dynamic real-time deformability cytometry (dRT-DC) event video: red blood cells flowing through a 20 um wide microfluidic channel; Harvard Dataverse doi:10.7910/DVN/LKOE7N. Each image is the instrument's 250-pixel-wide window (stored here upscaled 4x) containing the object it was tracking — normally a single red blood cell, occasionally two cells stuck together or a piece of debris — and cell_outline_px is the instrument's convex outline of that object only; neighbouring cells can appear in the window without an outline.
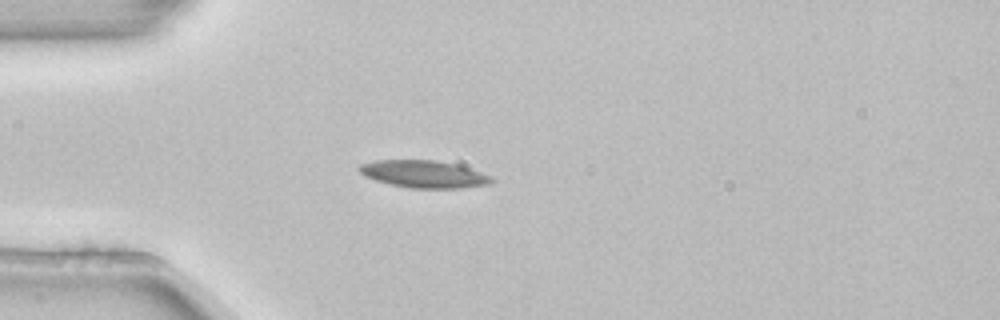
{"species": "common noctule bat (a hibernating species)", "species_latin": "Nyctalus noctula", "temperature_condition": "room temperature", "stored_images_in_passage": 1, "camera_frame_rate_fps": 3000, "um_per_image_px": 0.085, "animal": {"sex": "female", "body_mass_g": 22.7, "forearm_length_mm": 54.2}, "frame": {"image": 1, "passage_image": 1, "time_ms": 0.0, "image_size_px": [1000, 320], "cell_outline_px": [[496, 180], [488, 184], [460, 188], [412, 188], [392, 184], [376, 180], [364, 176], [356, 168], [360, 164], [376, 160], [436, 160], [468, 168], [492, 176]], "centroid_in_image_um": [36.01, 14.79], "position_along_channel_um": 49.0, "area_um2": 20.87}}